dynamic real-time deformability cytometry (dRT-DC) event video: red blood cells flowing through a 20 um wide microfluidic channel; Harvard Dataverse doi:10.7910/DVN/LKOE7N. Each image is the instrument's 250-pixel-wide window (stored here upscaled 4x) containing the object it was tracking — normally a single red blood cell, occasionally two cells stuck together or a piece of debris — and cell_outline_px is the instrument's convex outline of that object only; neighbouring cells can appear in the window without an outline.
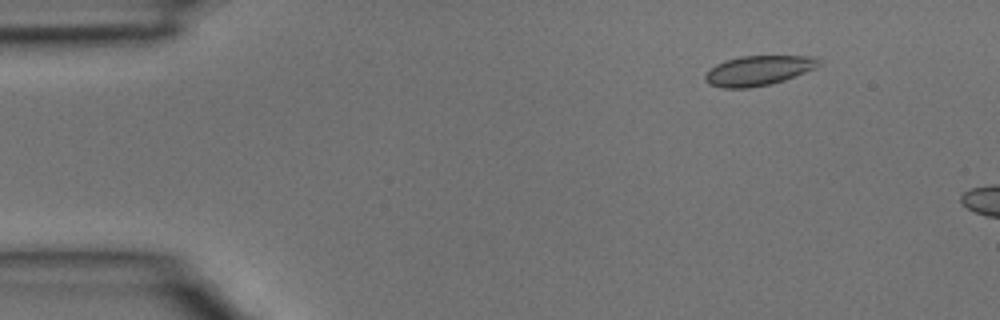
{"species": "common noctule bat (a hibernating species)", "species_latin": "Nyctalus noctula", "temperature_condition": "room temperature", "stored_images_in_passage": 3, "camera_frame_rate_fps": 3000, "um_per_image_px": 0.085, "animal": {"sex": "male", "body_mass_g": 15.6}, "frame": {"image": 1, "passage_image": 2, "time_ms": 0.333, "image_size_px": [1000, 320], "cell_outline_px": [[820, 64], [816, 68], [796, 76], [772, 84], [748, 88], [724, 88], [708, 84], [704, 80], [704, 76], [716, 64], [740, 56], [816, 56], [820, 60]], "centroid_in_image_um": [64.49, 6.0], "position_along_channel_um": 20.5, "area_um2": 19.77}}